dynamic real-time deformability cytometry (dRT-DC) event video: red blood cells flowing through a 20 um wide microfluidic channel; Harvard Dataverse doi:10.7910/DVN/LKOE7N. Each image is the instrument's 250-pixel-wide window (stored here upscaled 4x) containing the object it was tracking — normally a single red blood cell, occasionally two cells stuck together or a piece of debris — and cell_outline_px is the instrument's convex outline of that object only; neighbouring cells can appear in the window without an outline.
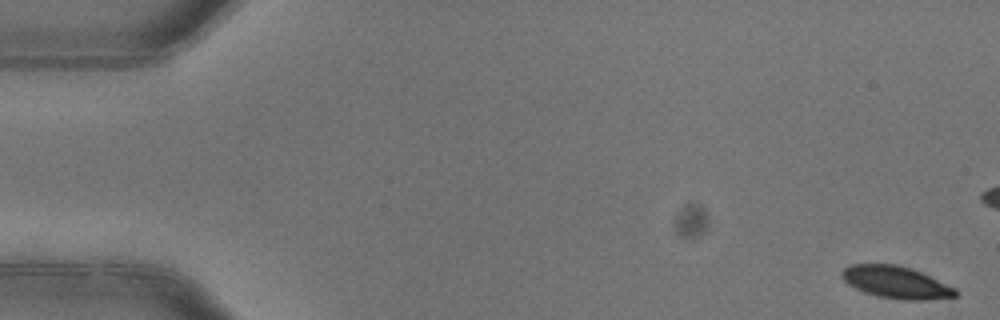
{"species": "common noctule bat (a hibernating species)", "species_latin": "Nyctalus noctula", "temperature_condition": "warm", "stored_images_in_passage": 5, "camera_frame_rate_fps": 3000, "um_per_image_px": 0.085, "animal": {"sex": "female"}, "frame": {"image": 1, "passage_image": 1, "time_ms": 0.0, "image_size_px": [1000, 320], "cell_outline_px": [[960, 292], [956, 296], [924, 300], [900, 300], [876, 296], [864, 292], [848, 284], [840, 276], [840, 272], [844, 268], [852, 264], [896, 264], [912, 268], [956, 288]], "centroid_in_image_um": [76.16, 24.0], "position_along_channel_um": 8.8, "area_um2": 21.44}}